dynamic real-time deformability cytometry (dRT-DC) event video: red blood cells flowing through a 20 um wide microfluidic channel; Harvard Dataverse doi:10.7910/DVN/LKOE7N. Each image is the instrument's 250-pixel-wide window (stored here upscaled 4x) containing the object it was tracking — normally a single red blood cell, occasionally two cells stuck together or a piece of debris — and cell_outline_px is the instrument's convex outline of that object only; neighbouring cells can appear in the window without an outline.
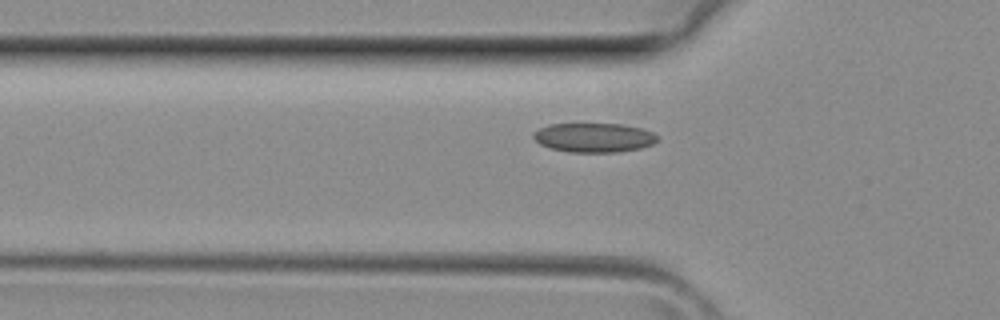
{"species": "common noctule bat (a hibernating species)", "species_latin": "Nyctalus noctula", "temperature_condition": "room temperature", "stored_images_in_passage": 27, "camera_frame_rate_fps": 3000, "um_per_image_px": 0.085, "animal": {"sex": "female", "body_mass_g": 29.2, "forearm_length_mm": 56.3}, "frame": {"image": 1, "passage_image": 5, "time_ms": 1.333, "image_size_px": [1000, 320], "cell_outline_px": [[660, 140], [652, 144], [640, 148], [616, 152], [568, 152], [548, 148], [540, 144], [532, 136], [540, 128], [548, 124], [620, 124], [644, 128], [652, 132]], "centroid_in_image_um": [50.49, 11.7], "position_along_channel_um": 75.3, "area_um2": 21.15}}
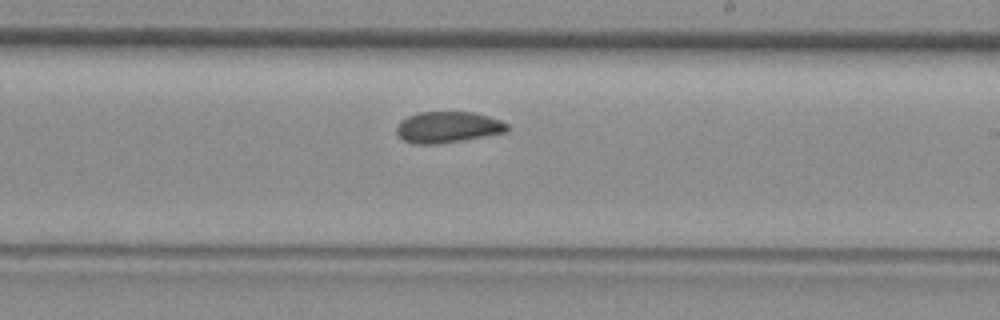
{"frame": {"image": 2, "passage_image": 15, "time_ms": 4.667, "image_size_px": [1000, 320], "cell_outline_px": [[508, 132], [440, 144], [412, 144], [404, 140], [396, 132], [396, 128], [400, 120], [408, 116], [420, 112], [476, 112], [500, 120], [508, 124]], "centroid_in_image_um": [38.07, 10.81], "position_along_channel_um": 250.9, "area_um2": 20.23}}
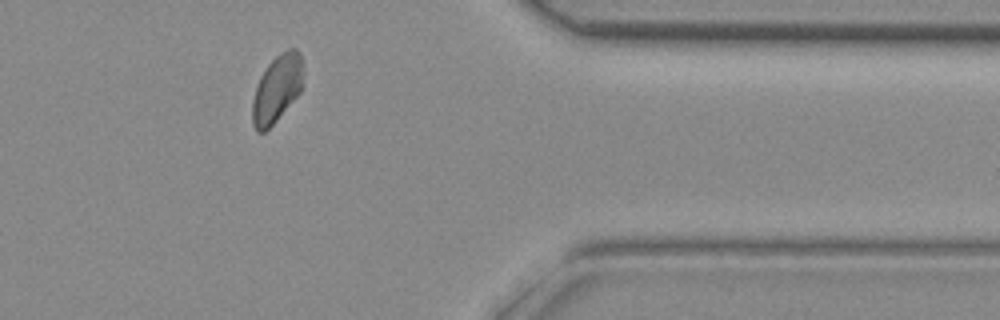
{"frame": {"image": 3, "passage_image": 24, "time_ms": 7.667, "image_size_px": [1000, 320], "cell_outline_px": [[304, 84], [300, 92], [276, 120], [264, 132], [256, 132], [252, 124], [252, 100], [260, 76], [268, 64], [276, 56], [288, 48], [296, 48], [300, 52], [304, 60]], "centroid_in_image_um": [23.58, 7.5], "position_along_channel_um": 387.8, "area_um2": 20.23}}